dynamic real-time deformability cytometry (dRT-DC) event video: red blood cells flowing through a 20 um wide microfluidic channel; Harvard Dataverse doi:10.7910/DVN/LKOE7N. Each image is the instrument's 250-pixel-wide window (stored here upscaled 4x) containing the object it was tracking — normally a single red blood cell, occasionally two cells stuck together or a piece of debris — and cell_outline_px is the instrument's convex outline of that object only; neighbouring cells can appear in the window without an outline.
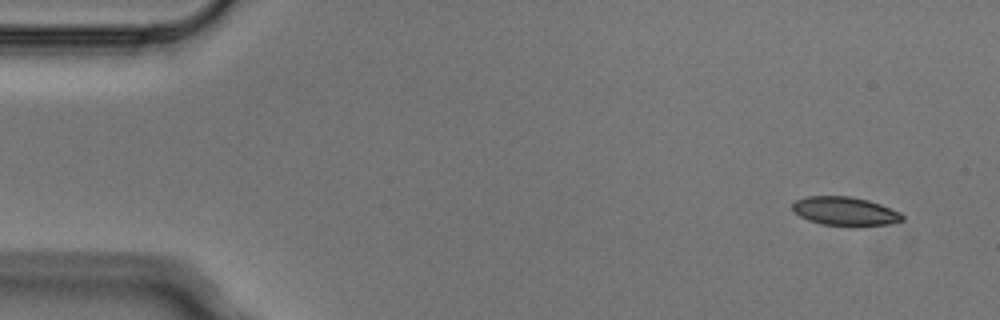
{"species": "Egyptian fruit bat (a non-hibernating species)", "species_latin": "Rousettus aegyptiacus", "temperature_condition": "cold", "stored_images_in_passage": 4, "camera_frame_rate_fps": 3000, "um_per_image_px": 0.085, "animal": {"sex": "male"}, "frame": {"image": 1, "passage_image": 1, "time_ms": 0.0, "image_size_px": [1000, 320], "cell_outline_px": [[904, 220], [888, 224], [820, 224], [808, 220], [792, 212], [792, 204], [796, 200], [808, 196], [848, 196], [868, 200], [880, 204], [900, 212], [904, 216]], "centroid_in_image_um": [71.78, 17.92], "position_along_channel_um": 13.2, "area_um2": 17.92}}
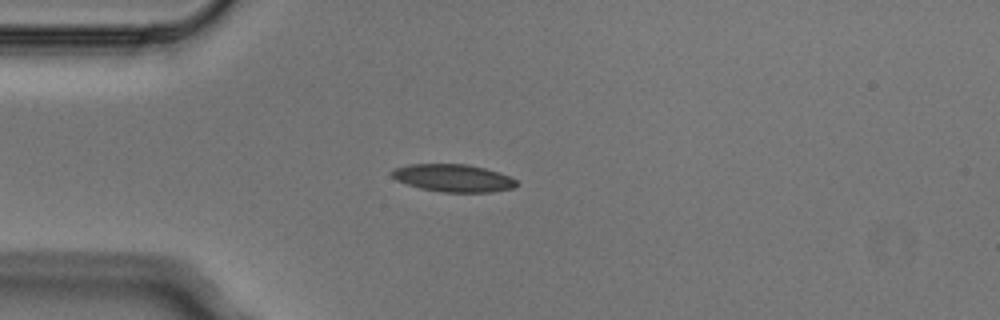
{"frame": {"image": 2, "passage_image": 4, "time_ms": 1.0, "image_size_px": [1000, 320], "cell_outline_px": [[520, 184], [512, 188], [492, 192], [444, 192], [420, 188], [396, 180], [392, 176], [392, 172], [396, 168], [408, 164], [464, 164], [484, 168], [508, 176], [516, 180]], "centroid_in_image_um": [38.53, 15.14], "position_along_channel_um": 46.5, "area_um2": 19.77}}